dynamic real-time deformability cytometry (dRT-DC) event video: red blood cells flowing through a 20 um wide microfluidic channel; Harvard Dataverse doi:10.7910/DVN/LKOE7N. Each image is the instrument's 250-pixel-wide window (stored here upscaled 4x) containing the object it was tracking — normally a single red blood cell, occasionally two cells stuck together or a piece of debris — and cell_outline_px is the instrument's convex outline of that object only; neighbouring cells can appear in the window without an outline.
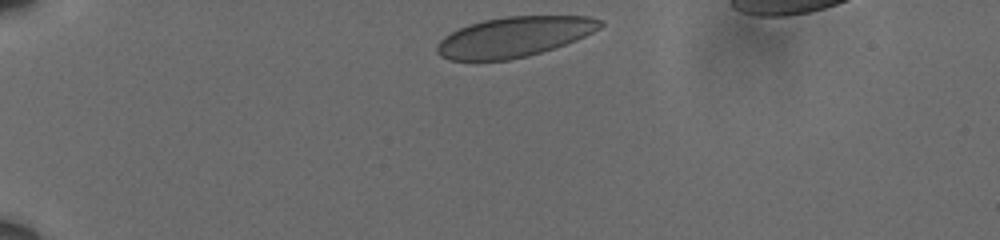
{"species": "human", "species_latin": "Homo sapiens", "temperature_condition": "cold", "stored_images_in_passage": 38, "camera_frame_rate_fps": 3000, "um_per_image_px": 0.085, "donor": {"sex": "male"}, "frame": {"image": 1, "passage_image": 1, "time_ms": 0.0, "image_size_px": [1000, 240], "cell_outline_px": [[604, 24], [600, 28], [576, 40], [528, 56], [508, 60], [448, 60], [440, 56], [436, 52], [436, 44], [444, 36], [468, 24], [484, 20], [504, 16], [588, 16], [604, 20]], "centroid_in_image_um": [43.68, 3.13], "position_along_channel_um": 41.3, "area_um2": 38.15}}
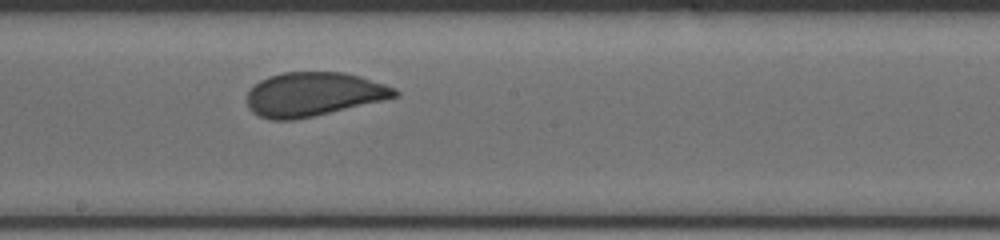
{"frame": {"image": 2, "passage_image": 21, "time_ms": 6.667, "image_size_px": [1000, 240], "cell_outline_px": [[400, 96], [384, 100], [312, 116], [292, 120], [272, 120], [260, 116], [252, 112], [248, 108], [248, 92], [260, 80], [268, 76], [284, 72], [344, 72], [360, 76], [396, 88], [400, 92]], "centroid_in_image_um": [26.66, 8.0], "position_along_channel_um": 221.5, "area_um2": 37.69}}
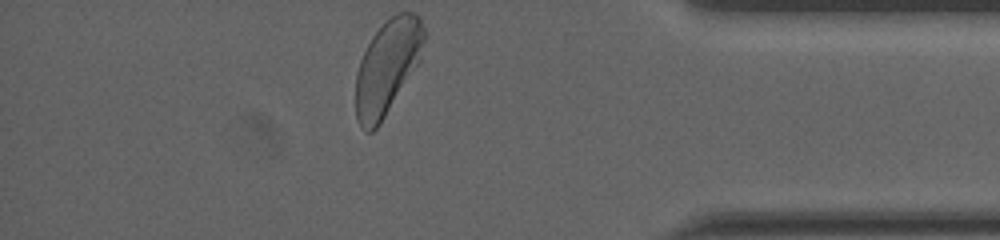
{"frame": {"image": 3, "passage_image": 38, "time_ms": 12.333, "image_size_px": [1000, 240], "cell_outline_px": [[428, 36], [420, 60], [380, 124], [372, 132], [368, 132], [356, 120], [356, 72], [360, 60], [372, 36], [392, 16], [400, 12], [416, 12], [420, 16]], "centroid_in_image_um": [32.96, 5.66], "position_along_channel_um": 402.2, "area_um2": 37.57}, "authors_computed_cell_mechanics": {"area_um2": 38.3503, "velocity_mm_per_s": 3.5851, "shape_relaxation_time_tau1_ms": 6.3818, "shape_relaxation_time_tau2_ms": null, "deformation_change_tau1": 0.1268, "deformation_change_tau2": null}}